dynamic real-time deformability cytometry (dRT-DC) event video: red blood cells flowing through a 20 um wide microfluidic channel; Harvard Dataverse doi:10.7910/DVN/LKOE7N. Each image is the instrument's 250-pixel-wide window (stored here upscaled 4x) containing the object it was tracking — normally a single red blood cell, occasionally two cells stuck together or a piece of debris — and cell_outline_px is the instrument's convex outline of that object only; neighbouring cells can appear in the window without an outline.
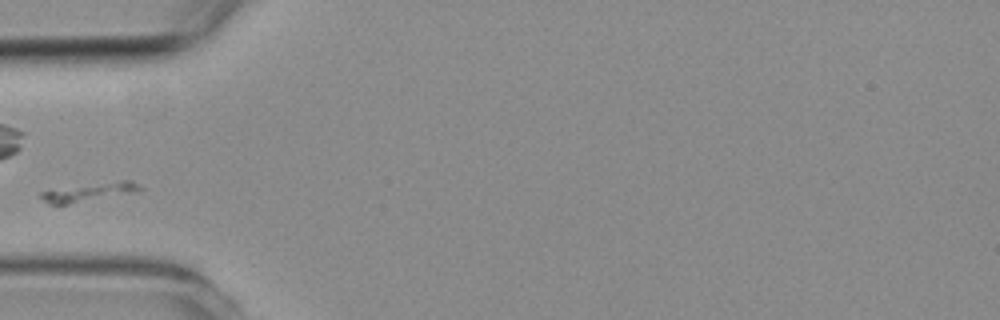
{"species": "common noctule bat (a hibernating species)", "species_latin": "Nyctalus noctula", "temperature_condition": "room temperature", "stored_images_in_passage": 2, "camera_frame_rate_fps": 3000, "um_per_image_px": 0.085, "animal": {"sex": "female", "body_mass_g": 19.3, "forearm_length_mm": 54.1}, "frame": {"image": 1, "passage_image": 2, "time_ms": 1.0, "image_size_px": [1000, 320], "cell_outline_px": [[144, 188], [136, 192], [68, 204], [52, 204], [44, 200], [40, 196], [40, 192], [124, 180], [132, 180]], "centroid_in_image_um": [7.67, 16.34], "position_along_channel_um": 77.3, "area_um2": 10.0}}